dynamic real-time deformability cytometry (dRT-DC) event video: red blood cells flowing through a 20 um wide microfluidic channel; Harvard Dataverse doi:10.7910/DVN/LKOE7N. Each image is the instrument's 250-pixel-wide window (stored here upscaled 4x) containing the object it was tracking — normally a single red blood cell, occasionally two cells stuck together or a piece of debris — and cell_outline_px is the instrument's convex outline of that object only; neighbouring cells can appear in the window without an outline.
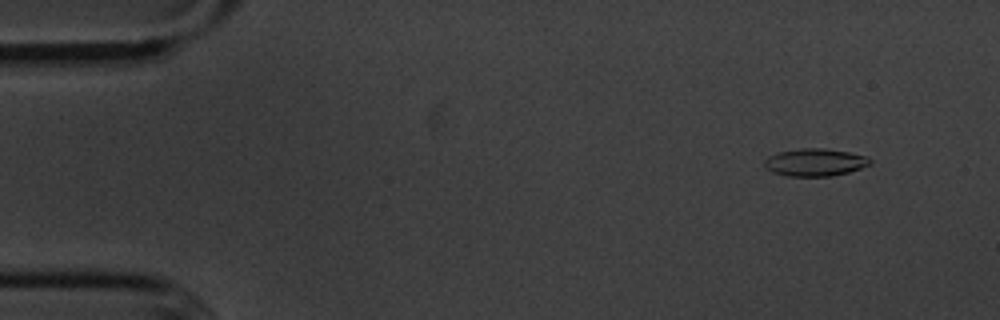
{"species": "common noctule bat (a hibernating species)", "species_latin": "Nyctalus noctula", "temperature_condition": "cold", "stored_images_in_passage": 52, "camera_frame_rate_fps": 3000, "um_per_image_px": 0.085, "animal": {"sex": "male", "body_mass_g": 20.1, "forearm_length_mm": 53.5}, "frame": {"image": 1, "passage_image": 1, "time_ms": 0.0, "image_size_px": [1000, 320], "cell_outline_px": [[872, 164], [848, 172], [832, 176], [788, 176], [772, 172], [764, 164], [764, 160], [768, 156], [780, 152], [800, 148], [824, 148], [848, 152], [868, 156], [872, 160]], "centroid_in_image_um": [69.3, 13.79], "position_along_channel_um": 15.7, "area_um2": 16.94}}
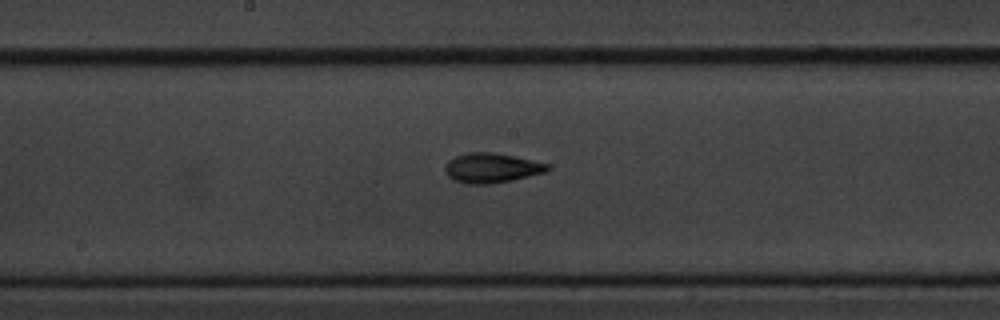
{"frame": {"image": 2, "passage_image": 25, "time_ms": 8.0, "image_size_px": [1000, 320], "cell_outline_px": [[552, 168], [544, 172], [512, 180], [492, 184], [468, 184], [452, 180], [444, 172], [444, 168], [448, 160], [456, 156], [468, 152], [492, 152], [512, 156], [548, 164]], "centroid_in_image_um": [41.73, 14.28], "position_along_channel_um": 206.5, "area_um2": 17.69}}
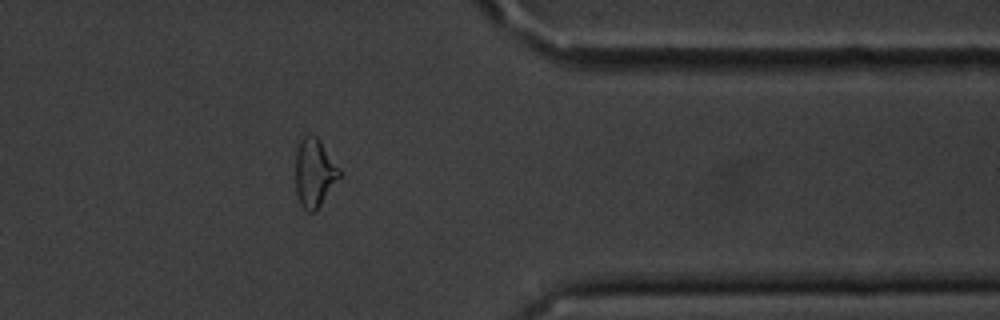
{"frame": {"image": 3, "passage_image": 41, "time_ms": 13.333, "image_size_px": [1000, 320], "cell_outline_px": [[340, 176], [320, 204], [312, 212], [308, 212], [300, 204], [296, 192], [296, 148], [300, 140], [304, 136], [316, 136], [320, 140], [340, 168]], "centroid_in_image_um": [26.71, 14.66], "position_along_channel_um": 384.7, "area_um2": 17.17}, "authors_computed_cell_mechanics": {"area_um2": 17.1377, "velocity_mm_per_s": 3.6004, "shape_relaxation_time_tau1_ms": 3.8385, "shape_relaxation_time_tau2_ms": 6.5451, "deformation_change_tau1": 0.1505, "deformation_change_tau2": 0.1384}}